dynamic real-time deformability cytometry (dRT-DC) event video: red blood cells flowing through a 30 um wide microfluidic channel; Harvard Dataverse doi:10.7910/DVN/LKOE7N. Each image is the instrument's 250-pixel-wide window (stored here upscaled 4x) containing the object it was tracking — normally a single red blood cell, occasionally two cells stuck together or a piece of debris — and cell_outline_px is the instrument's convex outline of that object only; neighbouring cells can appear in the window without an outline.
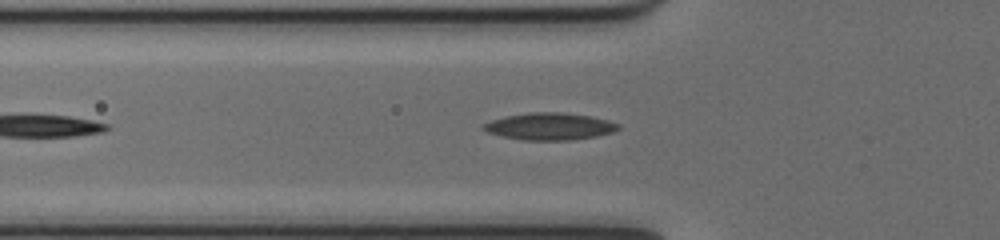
{"species": "common noctule bat (a hibernating species)", "species_latin": "Nyctalus noctula", "temperature_condition": "cold", "stored_images_in_passage": 34, "camera_frame_rate_fps": 3000, "um_per_image_px": 0.085, "animal": {"sex": "female", "body_mass_g": 17.0, "forearm_length_mm": 48.0}, "frame": {"image": 1, "passage_image": 7, "time_ms": 2.0, "image_size_px": [1000, 240], "cell_outline_px": [[620, 128], [612, 132], [596, 136], [568, 140], [520, 140], [500, 136], [488, 132], [480, 128], [484, 124], [492, 120], [508, 116], [528, 112], [564, 112], [592, 116], [608, 120], [620, 124]], "centroid_in_image_um": [46.73, 10.74], "position_along_channel_um": 79.1, "area_um2": 21.33}}
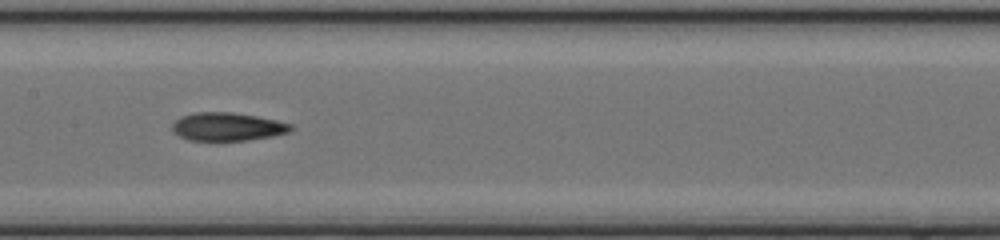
{"frame": {"image": 2, "passage_image": 15, "time_ms": 4.667, "image_size_px": [1000, 240], "cell_outline_px": [[292, 128], [288, 132], [272, 136], [248, 140], [188, 140], [172, 132], [172, 124], [180, 116], [196, 112], [232, 112], [256, 116], [276, 120], [292, 124]], "centroid_in_image_um": [19.3, 10.76], "position_along_channel_um": 188.1, "area_um2": 19.42}}
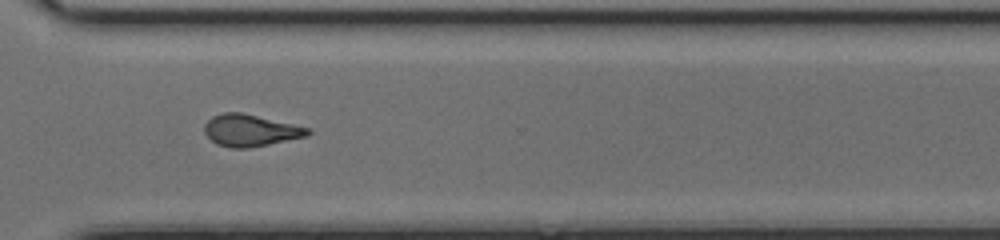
{"frame": {"image": 3, "passage_image": 27, "time_ms": 8.667, "image_size_px": [1000, 240], "cell_outline_px": [[312, 132], [308, 136], [248, 148], [232, 148], [216, 144], [204, 132], [204, 124], [212, 116], [224, 112], [240, 112], [312, 128]], "centroid_in_image_um": [21.3, 11.08], "position_along_channel_um": 349.3, "area_um2": 19.19}, "authors_computed_cell_mechanics": {"area_um2": 19.6809, "velocity_mm_per_s": 4.041, "shape_relaxation_time_tau1_ms": null, "shape_relaxation_time_tau2_ms": 4.9639, "deformation_change_tau1": null, "deformation_change_tau2": 0.1461}}